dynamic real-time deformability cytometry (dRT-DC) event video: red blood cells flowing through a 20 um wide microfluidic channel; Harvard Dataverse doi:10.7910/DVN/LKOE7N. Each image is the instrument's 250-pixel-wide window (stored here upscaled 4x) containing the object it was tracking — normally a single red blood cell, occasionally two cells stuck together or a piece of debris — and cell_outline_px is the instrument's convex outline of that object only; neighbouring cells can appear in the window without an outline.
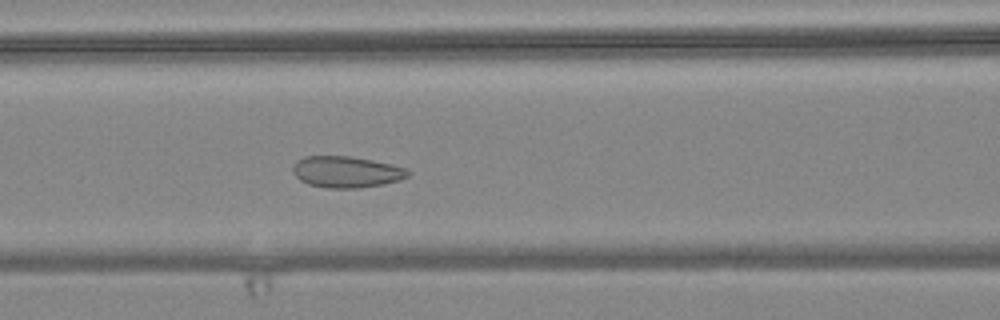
{"species": "common noctule bat (a hibernating species)", "species_latin": "Nyctalus noctula", "temperature_condition": "warm", "stored_images_in_passage": 44, "camera_frame_rate_fps": 3000, "um_per_image_px": 0.085, "animal": {"sex": "female", "body_mass_g": 24.6, "forearm_length_mm": 56.2}, "frame": {"image": 1, "passage_image": 16, "time_ms": 5.0, "image_size_px": [1000, 320], "cell_outline_px": [[412, 172], [408, 176], [400, 180], [384, 184], [360, 188], [328, 188], [308, 184], [300, 180], [292, 172], [292, 168], [296, 160], [304, 156], [352, 156], [372, 160], [404, 168]], "centroid_in_image_um": [29.42, 14.61], "position_along_channel_um": 137.2, "area_um2": 21.1}}
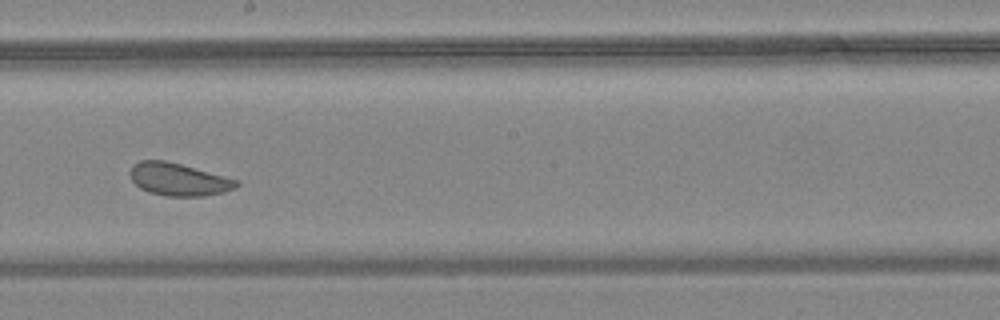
{"frame": {"image": 2, "passage_image": 24, "time_ms": 7.667, "image_size_px": [1000, 320], "cell_outline_px": [[240, 184], [236, 188], [224, 192], [204, 196], [164, 196], [148, 192], [140, 188], [132, 180], [128, 172], [132, 164], [140, 160], [164, 160], [180, 164], [240, 180]], "centroid_in_image_um": [15.17, 15.25], "position_along_channel_um": 233.0, "area_um2": 20.4}}
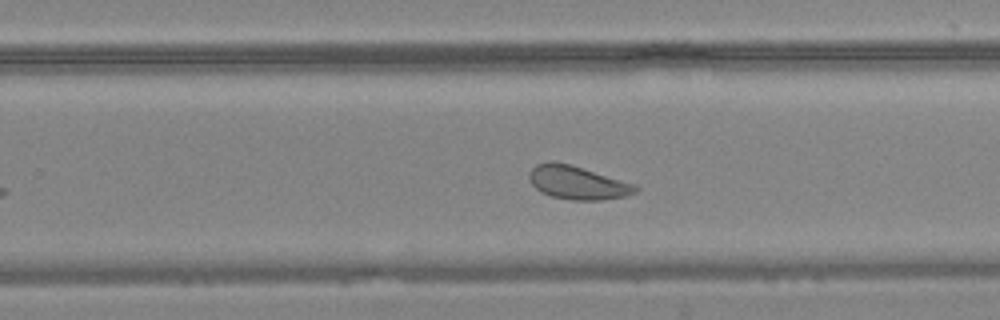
{"frame": {"image": 3, "passage_image": 28, "time_ms": 9.0, "image_size_px": [1000, 320], "cell_outline_px": [[640, 188], [636, 192], [624, 196], [600, 200], [572, 200], [552, 196], [540, 192], [528, 180], [528, 172], [536, 164], [552, 160], [572, 164], [636, 184]], "centroid_in_image_um": [49.07, 15.5], "position_along_channel_um": 280.7, "area_um2": 20.98}, "authors_computed_cell_mechanics": {"area_um2": 22.4553, "velocity_mm_per_s": 3.6026, "shape_relaxation_time_tau1_ms": 4.9961, "shape_relaxation_time_tau2_ms": 1.9048, "deformation_change_tau1": 0.0522, "deformation_change_tau2": 0.0855}}